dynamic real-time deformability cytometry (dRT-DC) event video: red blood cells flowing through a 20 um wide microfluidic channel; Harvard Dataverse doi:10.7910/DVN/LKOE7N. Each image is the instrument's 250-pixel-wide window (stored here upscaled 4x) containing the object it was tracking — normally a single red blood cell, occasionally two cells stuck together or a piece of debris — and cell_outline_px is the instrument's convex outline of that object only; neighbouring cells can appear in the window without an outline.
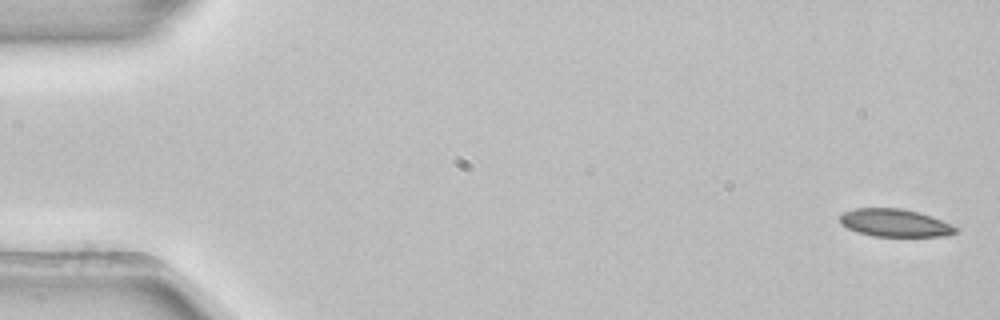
{"species": "common noctule bat (a hibernating species)", "species_latin": "Nyctalus noctula", "temperature_condition": "room temperature", "stored_images_in_passage": 4, "camera_frame_rate_fps": 3000, "um_per_image_px": 0.085, "animal": {"sex": "female", "body_mass_g": 22.7, "forearm_length_mm": 54.2}, "frame": {"image": 1, "passage_image": 1, "time_ms": 0.0, "image_size_px": [1000, 320], "cell_outline_px": [[960, 228], [956, 232], [944, 236], [872, 236], [848, 228], [840, 224], [840, 216], [844, 212], [856, 208], [904, 208], [920, 212], [932, 216], [952, 224]], "centroid_in_image_um": [76.1, 18.93], "position_along_channel_um": 8.9, "area_um2": 18.79}}
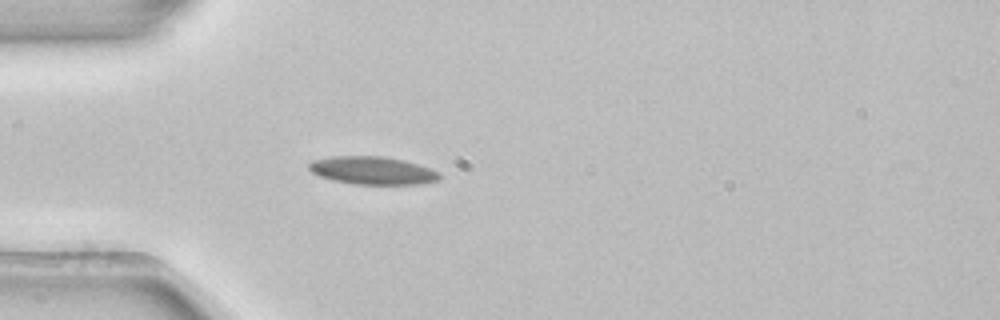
{"frame": {"image": 2, "passage_image": 4, "time_ms": 1.0, "image_size_px": [1000, 320], "cell_outline_px": [[440, 180], [420, 184], [352, 184], [332, 180], [320, 176], [312, 172], [308, 168], [308, 164], [312, 160], [332, 156], [384, 156], [404, 160], [440, 172]], "centroid_in_image_um": [31.65, 14.49], "position_along_channel_um": 53.4, "area_um2": 21.27}}